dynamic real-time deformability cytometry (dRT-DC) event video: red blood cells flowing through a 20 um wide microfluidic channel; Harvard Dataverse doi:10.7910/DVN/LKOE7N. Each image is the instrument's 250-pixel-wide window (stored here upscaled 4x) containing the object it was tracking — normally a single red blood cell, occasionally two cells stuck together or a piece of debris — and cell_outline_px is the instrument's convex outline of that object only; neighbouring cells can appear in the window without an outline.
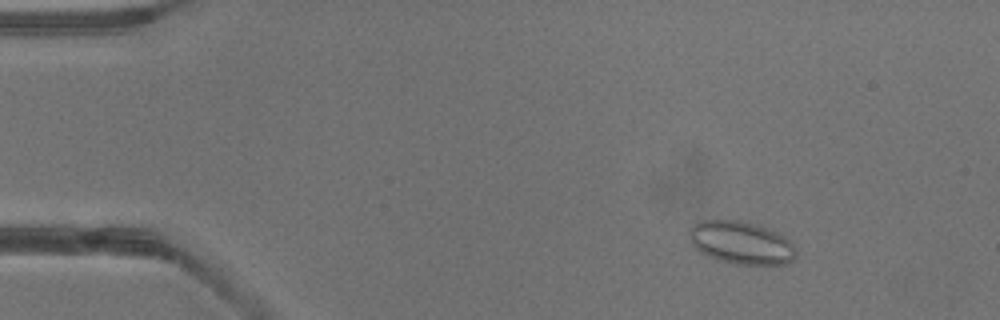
{"species": "common noctule bat (a hibernating species)", "species_latin": "Nyctalus noctula", "temperature_condition": "warm", "stored_images_in_passage": 4, "camera_frame_rate_fps": 3000, "um_per_image_px": 0.085, "animal": {"sex": "male", "body_mass_g": 13.3}, "frame": {"image": 1, "passage_image": 2, "time_ms": 0.333, "image_size_px": [1000, 320], "cell_outline_px": [[796, 256], [792, 260], [784, 264], [736, 264], [720, 260], [708, 256], [700, 252], [692, 244], [688, 236], [688, 228], [696, 220], [740, 220], [756, 224], [776, 232], [784, 236], [792, 244], [796, 252]], "centroid_in_image_um": [62.94, 20.61], "position_along_channel_um": 22.1, "area_um2": 26.7}}